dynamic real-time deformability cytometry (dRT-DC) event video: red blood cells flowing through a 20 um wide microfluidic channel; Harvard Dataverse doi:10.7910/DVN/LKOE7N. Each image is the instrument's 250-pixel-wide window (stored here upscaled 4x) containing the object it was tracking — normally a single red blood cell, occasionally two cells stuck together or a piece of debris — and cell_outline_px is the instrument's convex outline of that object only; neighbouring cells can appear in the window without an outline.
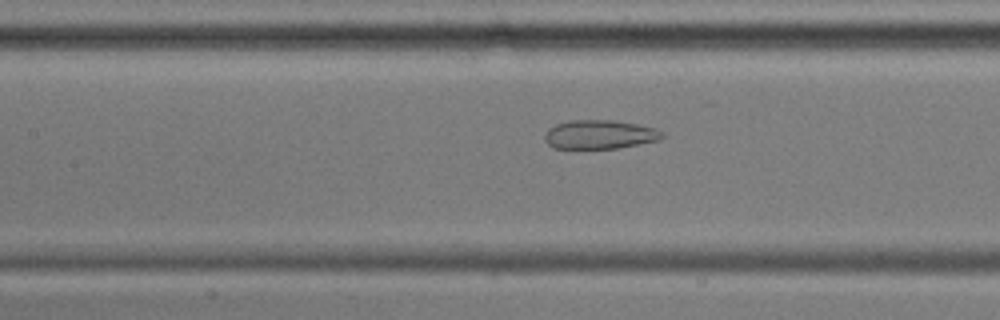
{"species": "common noctule bat (a hibernating species)", "species_latin": "Nyctalus noctula", "temperature_condition": "cold", "stored_images_in_passage": 55, "camera_frame_rate_fps": 3000, "um_per_image_px": 0.085, "animal": {"sex": "male", "body_mass_g": 17.9, "forearm_length_mm": 54.2}, "frame": {"image": 1, "passage_image": 24, "time_ms": 7.667, "image_size_px": [1000, 320], "cell_outline_px": [[664, 136], [660, 140], [616, 148], [552, 148], [544, 140], [544, 136], [548, 128], [556, 124], [572, 120], [612, 120], [636, 124], [656, 128], [664, 132]], "centroid_in_image_um": [50.97, 11.43], "position_along_channel_um": 156.4, "area_um2": 19.77}}
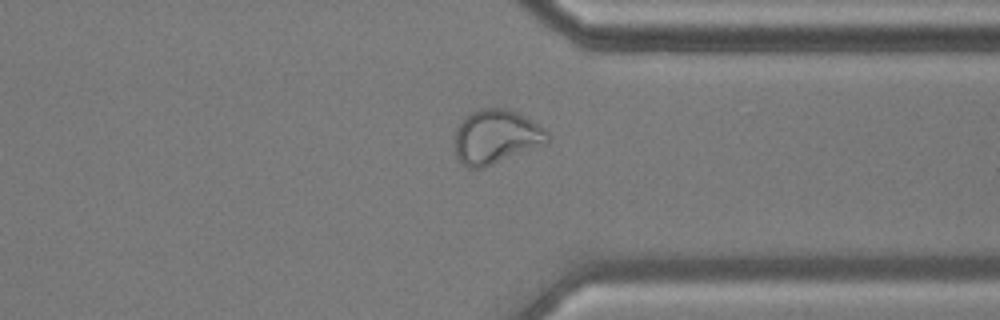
{"frame": {"image": 2, "passage_image": 42, "time_ms": 13.667, "image_size_px": [1000, 320], "cell_outline_px": [[552, 136], [548, 144], [484, 168], [468, 168], [456, 156], [456, 128], [464, 116], [480, 108], [508, 108], [524, 116], [544, 128]], "centroid_in_image_um": [42.21, 11.63], "position_along_channel_um": 369.2, "area_um2": 29.59}}
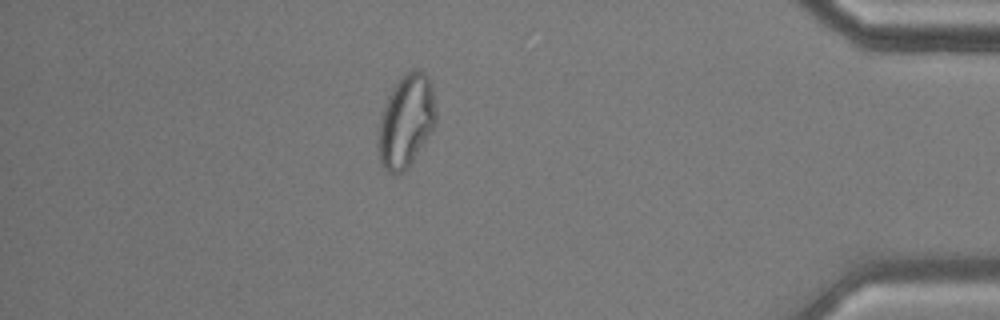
{"frame": {"image": 3, "passage_image": 48, "time_ms": 15.667, "image_size_px": [1000, 320], "cell_outline_px": [[436, 124], [408, 168], [404, 172], [396, 176], [388, 172], [380, 164], [376, 144], [380, 116], [388, 96], [392, 88], [400, 76], [412, 68], [420, 68], [428, 76], [432, 88], [436, 112]], "centroid_in_image_um": [34.49, 10.3], "position_along_channel_um": 400.7, "area_um2": 31.85}, "authors_computed_cell_mechanics": {"area_um2": 28.8422, "velocity_mm_per_s": 3.5766, "shape_relaxation_time_tau1_ms": null, "shape_relaxation_time_tau2_ms": 1.4086, "deformation_change_tau1": null, "deformation_change_tau2": 0.0798}}